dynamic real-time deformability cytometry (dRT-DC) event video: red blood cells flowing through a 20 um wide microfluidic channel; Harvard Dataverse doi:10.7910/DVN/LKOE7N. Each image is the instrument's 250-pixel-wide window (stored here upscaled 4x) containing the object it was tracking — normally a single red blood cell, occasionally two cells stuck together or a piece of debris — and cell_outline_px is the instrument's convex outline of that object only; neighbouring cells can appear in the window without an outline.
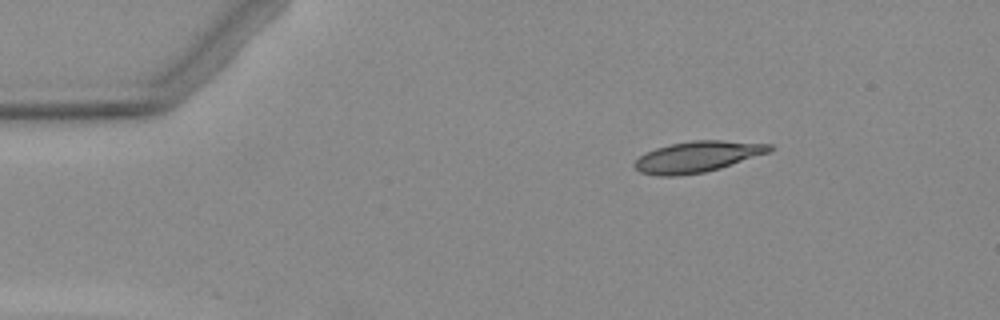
{"species": "Egyptian fruit bat (a non-hibernating species)", "species_latin": "Rousettus aegyptiacus", "temperature_condition": "warm", "stored_images_in_passage": 4, "camera_frame_rate_fps": 3000, "um_per_image_px": 0.085, "animal": {"sex": "female"}, "frame": {"image": 1, "passage_image": 1, "time_ms": 0.0, "image_size_px": [1000, 320], "cell_outline_px": [[776, 148], [768, 152], [720, 168], [704, 172], [672, 176], [660, 176], [640, 172], [632, 164], [644, 152], [656, 148], [672, 144], [692, 140], [724, 140], [772, 144]], "centroid_in_image_um": [59.28, 13.31], "position_along_channel_um": 25.7, "area_um2": 24.22}}
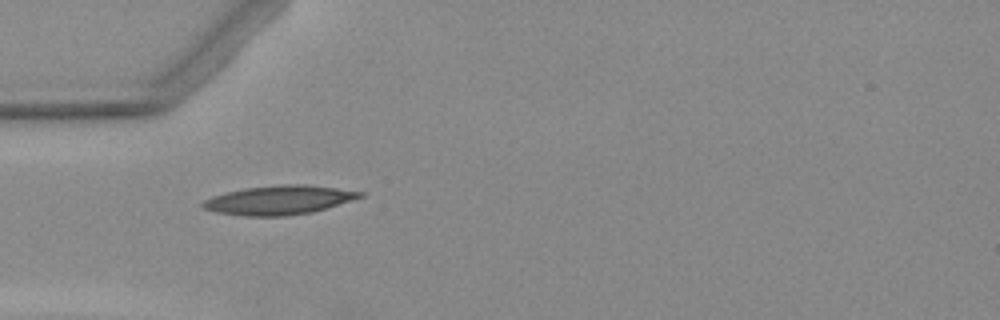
{"frame": {"image": 2, "passage_image": 3, "time_ms": 2.667, "image_size_px": [1000, 320], "cell_outline_px": [[364, 196], [312, 212], [284, 216], [244, 216], [216, 212], [204, 208], [200, 204], [204, 200], [212, 196], [224, 192], [244, 188], [280, 184], [304, 184], [336, 188], [364, 192]], "centroid_in_image_um": [23.67, 17.0], "position_along_channel_um": 61.3, "area_um2": 26.53}}
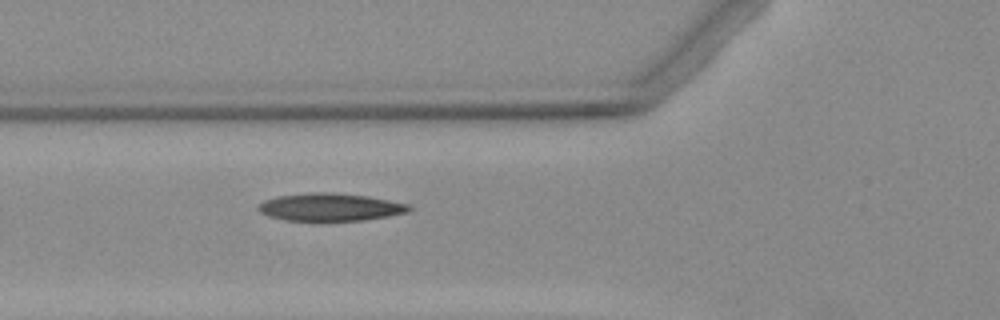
{"frame": {"image": 3, "passage_image": 4, "time_ms": 3.667, "image_size_px": [1000, 320], "cell_outline_px": [[412, 208], [408, 212], [388, 216], [364, 220], [284, 220], [268, 216], [260, 212], [256, 208], [264, 200], [276, 196], [312, 192], [332, 192], [368, 196], [408, 204]], "centroid_in_image_um": [28.04, 17.59], "position_along_channel_um": 97.8, "area_um2": 24.22}}